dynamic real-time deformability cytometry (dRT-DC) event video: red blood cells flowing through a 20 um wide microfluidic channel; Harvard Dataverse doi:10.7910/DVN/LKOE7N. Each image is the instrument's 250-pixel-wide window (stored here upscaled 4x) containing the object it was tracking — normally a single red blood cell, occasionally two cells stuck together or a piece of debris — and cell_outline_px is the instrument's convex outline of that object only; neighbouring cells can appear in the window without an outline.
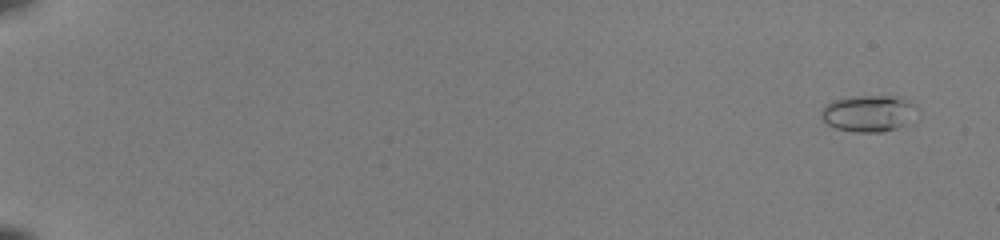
{"species": "common noctule bat (a hibernating species)", "species_latin": "Nyctalus noctula", "temperature_condition": "room temperature", "stored_images_in_passage": 52, "camera_frame_rate_fps": 3000, "um_per_image_px": 0.085, "animal": {"sex": "female", "body_mass_g": 22.0, "forearm_length_mm": 56.7}, "frame": {"image": 1, "passage_image": 3, "time_ms": 0.667, "image_size_px": [1000, 240], "cell_outline_px": [[916, 108], [896, 128], [884, 132], [852, 132], [836, 128], [828, 124], [820, 116], [820, 112], [832, 100], [852, 96], [900, 96], [916, 104]], "centroid_in_image_um": [73.74, 9.62], "position_along_channel_um": 11.3, "area_um2": 19.88}}
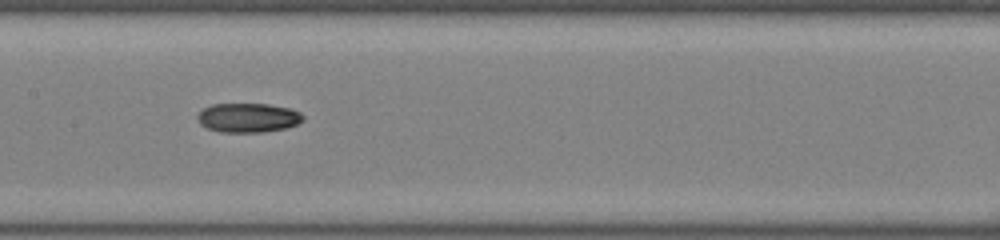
{"frame": {"image": 2, "passage_image": 30, "time_ms": 9.667, "image_size_px": [1000, 240], "cell_outline_px": [[304, 120], [296, 124], [284, 128], [264, 132], [220, 132], [208, 128], [200, 124], [196, 120], [196, 116], [204, 108], [212, 104], [268, 104], [288, 108], [300, 112], [304, 116]], "centroid_in_image_um": [21.06, 10.01], "position_along_channel_um": 186.3, "area_um2": 17.98}}
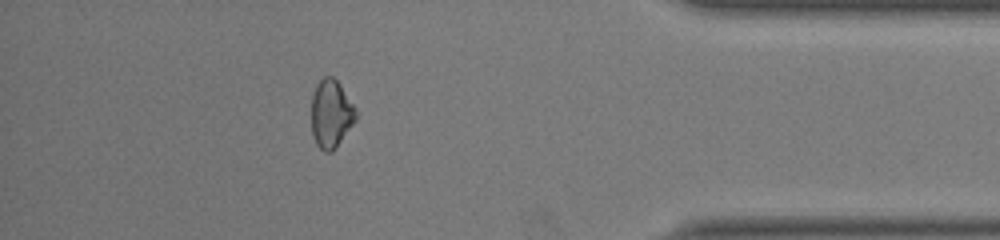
{"frame": {"image": 3, "passage_image": 48, "time_ms": 15.667, "image_size_px": [1000, 240], "cell_outline_px": [[356, 120], [332, 152], [324, 152], [316, 144], [312, 132], [312, 96], [316, 84], [324, 76], [332, 76], [340, 84], [356, 108]], "centroid_in_image_um": [28.14, 9.66], "position_along_channel_um": 407.1, "area_um2": 17.57}}